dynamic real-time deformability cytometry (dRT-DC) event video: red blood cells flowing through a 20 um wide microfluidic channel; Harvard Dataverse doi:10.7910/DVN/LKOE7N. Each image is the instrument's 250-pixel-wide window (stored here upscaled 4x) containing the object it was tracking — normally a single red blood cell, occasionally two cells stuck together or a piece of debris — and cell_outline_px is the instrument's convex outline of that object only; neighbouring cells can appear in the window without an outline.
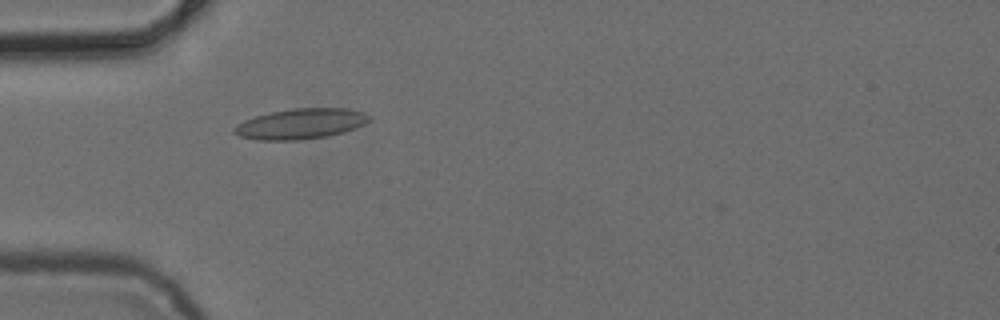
{"species": "common noctule bat (a hibernating species)", "species_latin": "Nyctalus noctula", "temperature_condition": "cold", "stored_images_in_passage": 5, "camera_frame_rate_fps": 3000, "um_per_image_px": 0.085, "animal": {"sex": "female", "body_mass_g": 24.6, "forearm_length_mm": 56.2}, "frame": {"image": 1, "passage_image": 5, "time_ms": 4.333, "image_size_px": [1000, 320], "cell_outline_px": [[372, 120], [364, 124], [344, 132], [328, 136], [296, 140], [256, 140], [240, 136], [232, 132], [232, 128], [236, 124], [244, 120], [256, 116], [272, 112], [292, 108], [344, 108], [364, 112], [372, 116]], "centroid_in_image_um": [25.56, 10.52], "position_along_channel_um": 59.4, "area_um2": 24.04}}